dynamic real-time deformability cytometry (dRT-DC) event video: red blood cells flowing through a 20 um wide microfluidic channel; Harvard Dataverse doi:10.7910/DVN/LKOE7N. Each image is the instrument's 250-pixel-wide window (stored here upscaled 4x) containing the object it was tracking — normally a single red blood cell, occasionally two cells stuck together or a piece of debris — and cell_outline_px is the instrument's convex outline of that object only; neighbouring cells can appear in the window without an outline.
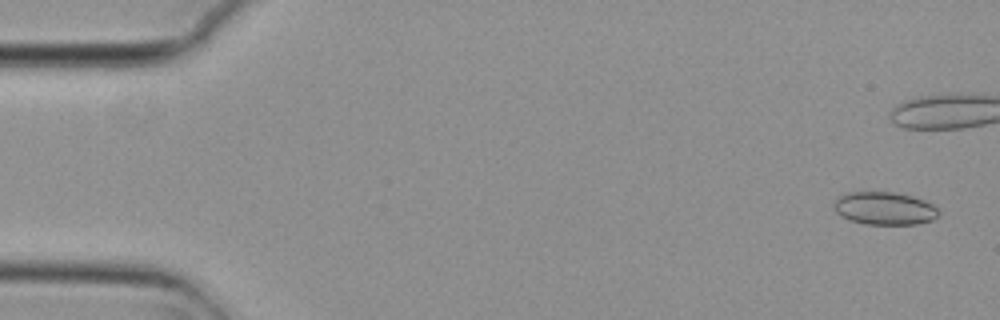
{"species": "common noctule bat (a hibernating species)", "species_latin": "Nyctalus noctula", "temperature_condition": "cold", "stored_images_in_passage": 2, "camera_frame_rate_fps": 3000, "um_per_image_px": 0.085, "animal": {"sex": "female", "body_mass_g": 29.2, "forearm_length_mm": 56.3}, "frame": {"image": 1, "passage_image": 2, "time_ms": 0.333, "image_size_px": [1000, 320], "cell_outline_px": [[940, 212], [932, 220], [916, 224], [868, 224], [852, 220], [840, 216], [836, 212], [836, 200], [844, 192], [892, 192], [912, 196], [924, 200], [932, 204]], "centroid_in_image_um": [75.2, 17.7], "position_along_channel_um": 9.8, "area_um2": 19.77}}